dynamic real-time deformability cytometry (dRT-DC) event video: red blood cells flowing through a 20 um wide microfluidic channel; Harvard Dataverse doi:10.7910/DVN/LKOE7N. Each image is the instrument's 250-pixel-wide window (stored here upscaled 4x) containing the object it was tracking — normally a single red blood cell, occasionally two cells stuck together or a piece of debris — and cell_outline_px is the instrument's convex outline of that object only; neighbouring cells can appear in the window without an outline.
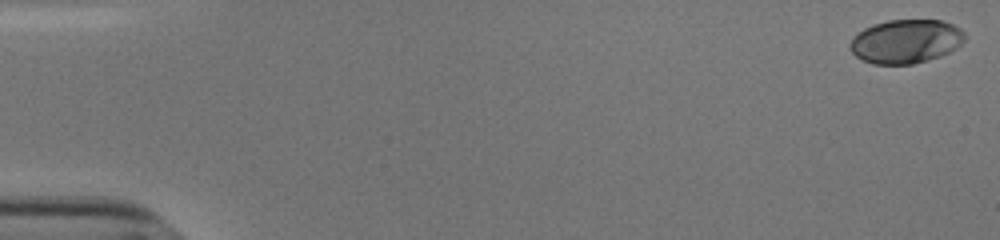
{"species": "human", "species_latin": "Homo sapiens", "temperature_condition": "cold", "stored_images_in_passage": 45, "camera_frame_rate_fps": 3000, "um_per_image_px": 0.085, "donor": {"sex": "male"}, "frame": {"image": 1, "passage_image": 1, "time_ms": 0.0, "image_size_px": [1000, 240], "cell_outline_px": [[964, 40], [956, 48], [940, 56], [928, 60], [912, 64], [872, 64], [856, 56], [852, 52], [848, 44], [852, 36], [864, 28], [872, 24], [888, 20], [940, 20], [952, 24], [960, 28], [964, 32]], "centroid_in_image_um": [76.96, 3.51], "position_along_channel_um": 8.0, "area_um2": 29.36}}
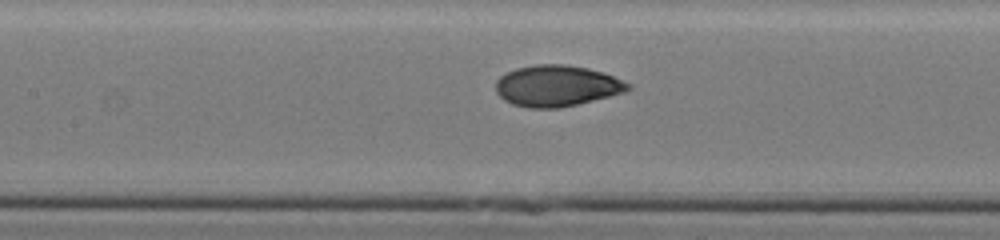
{"frame": {"image": 2, "passage_image": 26, "time_ms": 8.333, "image_size_px": [1000, 240], "cell_outline_px": [[632, 88], [624, 92], [560, 108], [528, 108], [512, 104], [504, 100], [496, 92], [496, 80], [500, 76], [516, 68], [536, 64], [564, 64], [588, 68], [612, 76], [632, 84]], "centroid_in_image_um": [47.3, 7.3], "position_along_channel_um": 160.1, "area_um2": 31.56}}
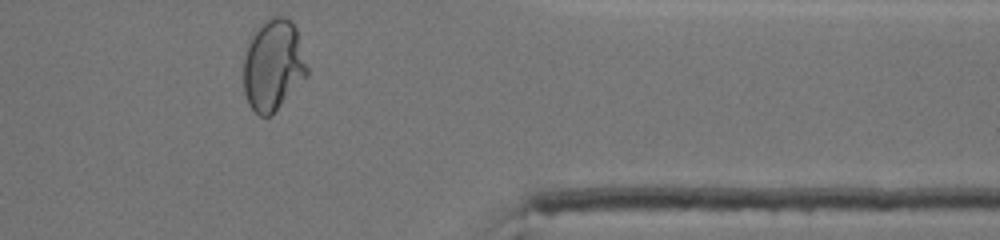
{"frame": {"image": 3, "passage_image": 45, "time_ms": 14.667, "image_size_px": [1000, 240], "cell_outline_px": [[308, 76], [268, 116], [260, 116], [248, 104], [244, 92], [244, 56], [252, 36], [256, 28], [268, 16], [284, 16], [296, 28], [308, 68]], "centroid_in_image_um": [23.22, 5.5], "position_along_channel_um": 388.2, "area_um2": 33.41}, "authors_computed_cell_mechanics": {"area_um2": 30.8652, "velocity_mm_per_s": 3.8371, "shape_relaxation_time_tau1_ms": 6.7869, "shape_relaxation_time_tau2_ms": 0.7381, "deformation_change_tau1": 0.2135, "deformation_change_tau2": 0.0398}}